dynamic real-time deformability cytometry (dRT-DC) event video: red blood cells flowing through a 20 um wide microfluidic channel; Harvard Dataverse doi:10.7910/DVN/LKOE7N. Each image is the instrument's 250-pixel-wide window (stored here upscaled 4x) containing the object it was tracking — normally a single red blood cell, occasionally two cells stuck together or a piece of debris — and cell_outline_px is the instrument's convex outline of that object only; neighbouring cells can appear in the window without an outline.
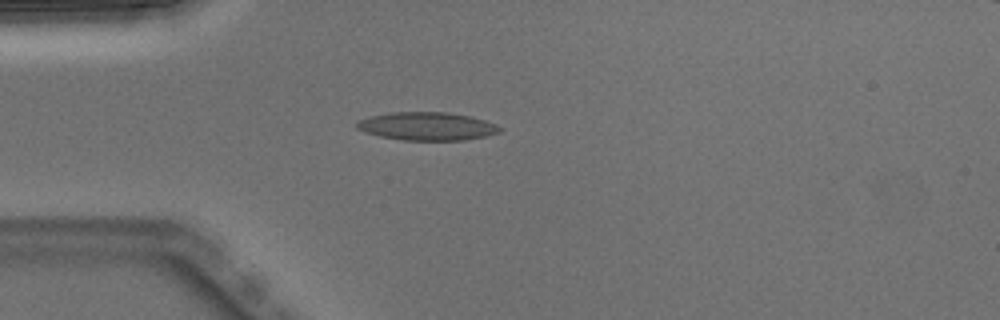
{"species": "Egyptian fruit bat (a non-hibernating species)", "species_latin": "Rousettus aegyptiacus", "temperature_condition": "warm", "stored_images_in_passage": 3, "camera_frame_rate_fps": 3000, "um_per_image_px": 0.085, "animal": {"sex": "male"}, "frame": {"image": 1, "passage_image": 3, "time_ms": 0.667, "image_size_px": [1000, 320], "cell_outline_px": [[504, 128], [500, 132], [488, 136], [464, 140], [404, 140], [380, 136], [364, 132], [356, 128], [356, 120], [368, 116], [392, 112], [448, 112], [468, 116], [484, 120], [496, 124]], "centroid_in_image_um": [36.29, 10.73], "position_along_channel_um": 48.7, "area_um2": 23.64}}